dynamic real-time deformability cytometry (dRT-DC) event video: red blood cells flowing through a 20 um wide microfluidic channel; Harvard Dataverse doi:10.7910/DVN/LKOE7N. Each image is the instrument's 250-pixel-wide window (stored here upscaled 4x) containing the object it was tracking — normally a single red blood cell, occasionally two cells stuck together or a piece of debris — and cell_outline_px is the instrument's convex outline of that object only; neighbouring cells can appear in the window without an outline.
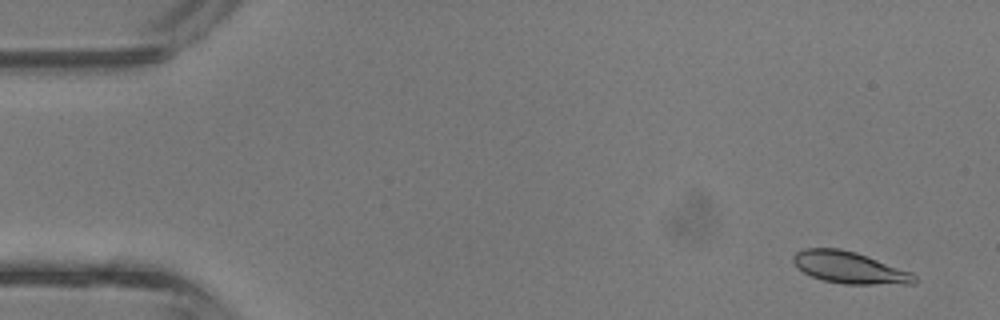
{"species": "common noctule bat (a hibernating species)", "species_latin": "Nyctalus noctula", "temperature_condition": "room temperature", "stored_images_in_passage": 3, "camera_frame_rate_fps": 3000, "um_per_image_px": 0.085, "animal": {"sex": "male", "body_mass_g": 13.3}, "frame": {"image": 1, "passage_image": 1, "time_ms": 0.0, "image_size_px": [1000, 320], "cell_outline_px": [[916, 284], [844, 284], [824, 280], [812, 276], [804, 272], [792, 260], [792, 256], [796, 252], [804, 248], [840, 248], [856, 252], [912, 272], [916, 276]], "centroid_in_image_um": [72.23, 22.74], "position_along_channel_um": 12.8, "area_um2": 22.37}}